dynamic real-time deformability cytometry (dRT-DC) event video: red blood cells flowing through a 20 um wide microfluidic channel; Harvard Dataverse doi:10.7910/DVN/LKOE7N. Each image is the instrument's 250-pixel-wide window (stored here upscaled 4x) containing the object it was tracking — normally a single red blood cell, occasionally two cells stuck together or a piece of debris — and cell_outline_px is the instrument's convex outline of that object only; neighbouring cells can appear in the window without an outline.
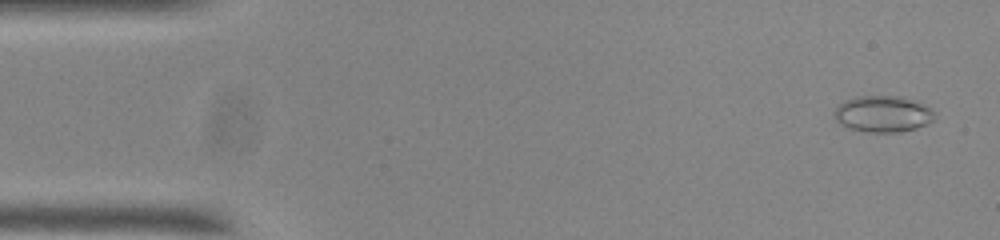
{"species": "common noctule bat (a hibernating species)", "species_latin": "Nyctalus noctula", "temperature_condition": "room temperature", "stored_images_in_passage": 55, "camera_frame_rate_fps": 3000, "um_per_image_px": 0.085, "animal": {"sex": "male", "body_mass_g": 20.0, "forearm_length_mm": 53.3}, "frame": {"image": 1, "passage_image": 3, "time_ms": 0.667, "image_size_px": [1000, 240], "cell_outline_px": [[936, 120], [928, 124], [916, 128], [900, 132], [868, 132], [848, 128], [840, 124], [836, 120], [832, 112], [844, 100], [856, 96], [900, 96], [924, 104], [932, 108], [936, 112]], "centroid_in_image_um": [75.08, 9.69], "position_along_channel_um": 9.9, "area_um2": 21.62}}
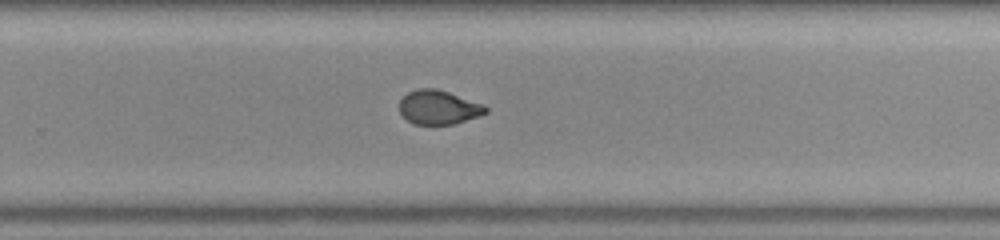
{"frame": {"image": 2, "passage_image": 35, "time_ms": 11.333, "image_size_px": [1000, 240], "cell_outline_px": [[488, 112], [480, 116], [452, 124], [412, 124], [400, 112], [400, 100], [408, 92], [420, 88], [436, 88], [484, 104], [488, 108]], "centroid_in_image_um": [37.3, 9.12], "position_along_channel_um": 292.5, "area_um2": 17.05}}
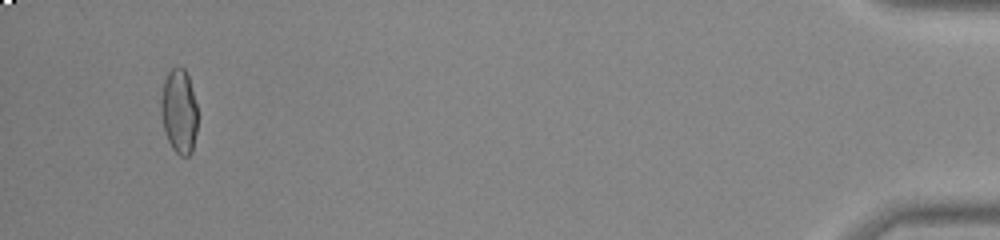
{"frame": {"image": 3, "passage_image": 52, "time_ms": 17.0, "image_size_px": [1000, 240], "cell_outline_px": [[196, 132], [192, 152], [188, 156], [180, 156], [172, 148], [168, 140], [164, 128], [160, 112], [160, 100], [164, 80], [168, 72], [176, 64], [180, 64], [184, 68], [188, 76], [196, 104]], "centroid_in_image_um": [15.2, 9.42], "position_along_channel_um": 420.0, "area_um2": 18.09}}